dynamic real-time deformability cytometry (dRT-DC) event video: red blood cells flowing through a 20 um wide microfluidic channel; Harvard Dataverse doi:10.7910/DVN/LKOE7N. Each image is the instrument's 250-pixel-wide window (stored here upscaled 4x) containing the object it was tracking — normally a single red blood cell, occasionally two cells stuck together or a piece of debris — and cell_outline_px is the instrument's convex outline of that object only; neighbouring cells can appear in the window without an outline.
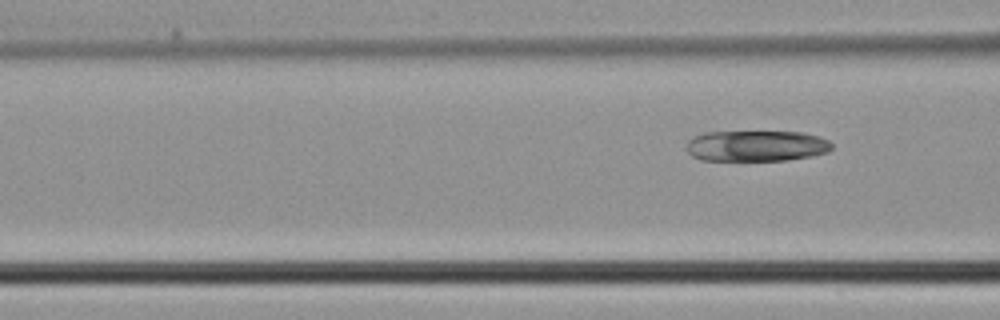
{"species": "common noctule bat (a hibernating species)", "species_latin": "Nyctalus noctula", "temperature_condition": "cold", "stored_images_in_passage": 7, "camera_frame_rate_fps": 3000, "um_per_image_px": 0.085, "animal": {"sex": "male", "body_mass_g": 21.5, "forearm_length_mm": 52.0}, "frame": {"image": 1, "passage_image": 7, "time_ms": 2.0, "image_size_px": [1000, 320], "cell_outline_px": [[832, 148], [828, 152], [812, 156], [784, 160], [700, 160], [692, 156], [688, 152], [688, 140], [704, 132], [804, 132], [820, 136], [828, 140], [832, 144]], "centroid_in_image_um": [64.33, 12.4], "position_along_channel_um": 102.3, "area_um2": 26.13}}